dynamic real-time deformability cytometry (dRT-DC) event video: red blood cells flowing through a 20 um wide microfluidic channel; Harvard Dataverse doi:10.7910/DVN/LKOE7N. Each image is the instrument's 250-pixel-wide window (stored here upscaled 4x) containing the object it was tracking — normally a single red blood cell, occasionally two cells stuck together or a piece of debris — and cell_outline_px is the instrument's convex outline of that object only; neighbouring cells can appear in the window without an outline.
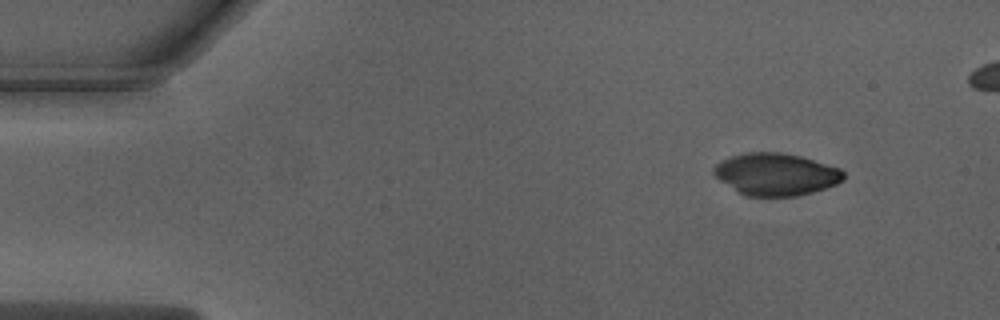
{"species": "Egyptian fruit bat (a non-hibernating species)", "species_latin": "Rousettus aegyptiacus", "temperature_condition": "warm", "stored_images_in_passage": 44, "camera_frame_rate_fps": 3000, "um_per_image_px": 0.085, "animal": {"sex": "male"}, "frame": {"image": 1, "passage_image": 1, "time_ms": 0.0, "image_size_px": [1000, 320], "cell_outline_px": [[844, 180], [836, 184], [812, 192], [796, 196], [744, 196], [736, 192], [720, 180], [712, 172], [712, 168], [720, 160], [744, 152], [780, 152], [800, 156], [840, 168], [844, 172]], "centroid_in_image_um": [65.92, 14.81], "position_along_channel_um": 19.1, "area_um2": 32.02}}